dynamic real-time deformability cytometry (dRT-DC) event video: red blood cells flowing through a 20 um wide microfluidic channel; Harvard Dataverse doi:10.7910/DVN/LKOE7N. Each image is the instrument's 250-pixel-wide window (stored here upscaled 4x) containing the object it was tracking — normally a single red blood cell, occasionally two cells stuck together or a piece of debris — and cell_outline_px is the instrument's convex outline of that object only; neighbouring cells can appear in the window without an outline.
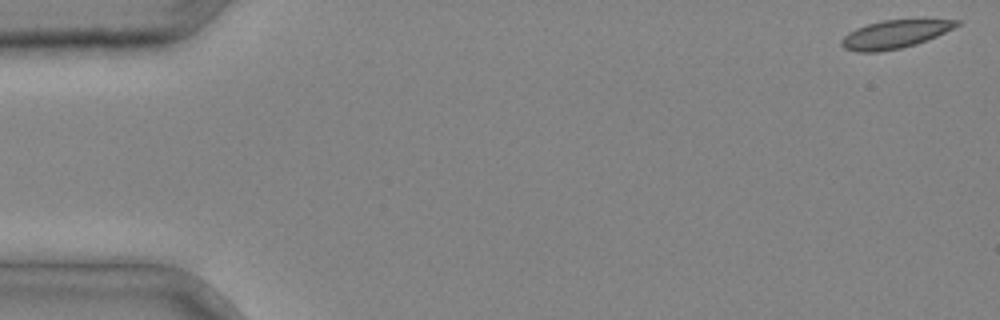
{"species": "common noctule bat (a hibernating species)", "species_latin": "Nyctalus noctula", "temperature_condition": "cold", "stored_images_in_passage": 3, "segment_of_instrument_passage": [2, 2], "camera_frame_rate_fps": 3000, "um_per_image_px": 0.085, "animal": {"sex": "male", "body_mass_g": 20.4}, "frame": {"image": 1, "passage_image": 3, "time_ms": 0.667, "image_size_px": [1000, 320], "cell_outline_px": [[960, 24], [936, 36], [916, 44], [900, 48], [880, 52], [856, 52], [844, 48], [840, 44], [840, 40], [848, 32], [856, 28], [868, 24], [884, 20], [960, 20]], "centroid_in_image_um": [75.98, 2.93], "position_along_channel_um": 9.0, "area_um2": 18.61}}